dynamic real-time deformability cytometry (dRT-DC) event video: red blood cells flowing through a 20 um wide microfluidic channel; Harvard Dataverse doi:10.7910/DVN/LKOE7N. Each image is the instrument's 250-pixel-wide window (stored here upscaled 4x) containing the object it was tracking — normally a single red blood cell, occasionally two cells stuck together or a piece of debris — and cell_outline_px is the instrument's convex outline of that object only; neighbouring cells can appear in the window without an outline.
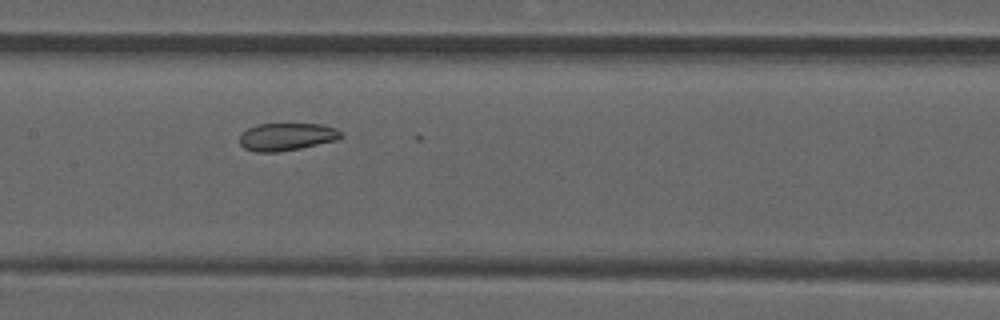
{"species": "common noctule bat (a hibernating species)", "species_latin": "Nyctalus noctula", "temperature_condition": "room temperature", "stored_images_in_passage": 23, "camera_frame_rate_fps": 3000, "um_per_image_px": 0.085, "animal": {"sex": "male", "forearm_length_mm": 52.5}, "frame": {"image": 1, "passage_image": 16, "time_ms": 5.0, "image_size_px": [1000, 320], "cell_outline_px": [[344, 136], [336, 140], [300, 148], [276, 152], [256, 152], [244, 148], [240, 144], [240, 132], [248, 128], [260, 124], [324, 124], [336, 128], [344, 132]], "centroid_in_image_um": [24.39, 11.61], "position_along_channel_um": 183.0, "area_um2": 16.42}}
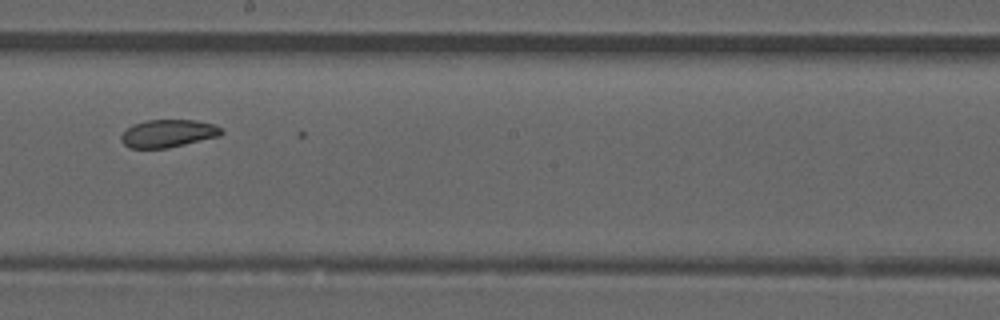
{"frame": {"image": 2, "passage_image": 20, "time_ms": 6.333, "image_size_px": [1000, 320], "cell_outline_px": [[224, 132], [220, 136], [168, 148], [128, 148], [120, 140], [120, 136], [132, 124], [148, 120], [196, 120], [216, 124], [224, 128]], "centroid_in_image_um": [14.33, 11.34], "position_along_channel_um": 233.9, "area_um2": 16.42}}